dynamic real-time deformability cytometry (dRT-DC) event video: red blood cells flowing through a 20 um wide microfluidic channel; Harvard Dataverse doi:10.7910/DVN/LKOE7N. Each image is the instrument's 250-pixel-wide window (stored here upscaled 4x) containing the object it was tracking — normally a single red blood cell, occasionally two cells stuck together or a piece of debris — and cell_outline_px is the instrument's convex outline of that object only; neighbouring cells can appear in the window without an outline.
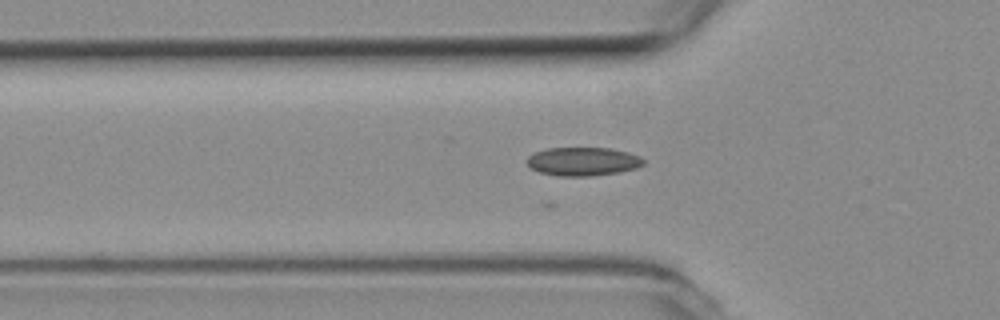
{"species": "common noctule bat (a hibernating species)", "species_latin": "Nyctalus noctula", "temperature_condition": "room temperature", "stored_images_in_passage": 21, "camera_frame_rate_fps": 3000, "um_per_image_px": 0.085, "animal": {"sex": "female", "body_mass_g": 19.3, "forearm_length_mm": 54.1}, "frame": {"image": 1, "passage_image": 3, "time_ms": 0.667, "image_size_px": [1000, 320], "cell_outline_px": [[644, 164], [636, 168], [620, 172], [592, 176], [556, 176], [540, 172], [532, 168], [528, 164], [528, 156], [536, 152], [548, 148], [608, 148], [628, 152], [640, 156], [644, 160]], "centroid_in_image_um": [49.58, 13.73], "position_along_channel_um": 76.2, "area_um2": 19.31}}
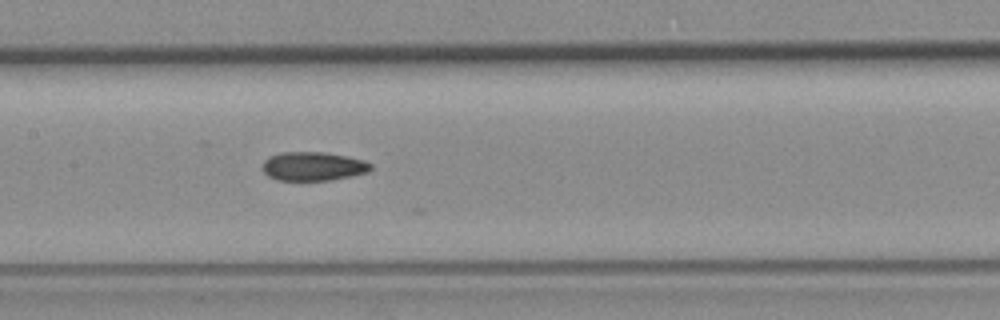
{"frame": {"image": 2, "passage_image": 11, "time_ms": 3.333, "image_size_px": [1000, 320], "cell_outline_px": [[372, 168], [368, 172], [352, 176], [332, 180], [276, 180], [268, 176], [260, 168], [264, 160], [268, 156], [280, 152], [324, 152], [348, 156], [364, 160], [372, 164]], "centroid_in_image_um": [26.6, 14.13], "position_along_channel_um": 180.8, "area_um2": 18.5}}
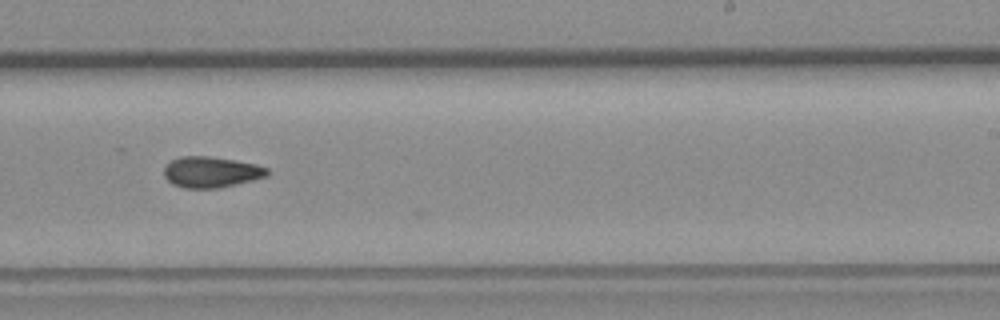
{"frame": {"image": 3, "passage_image": 18, "time_ms": 5.667, "image_size_px": [1000, 320], "cell_outline_px": [[272, 172], [268, 176], [220, 188], [184, 188], [172, 184], [164, 176], [164, 168], [172, 160], [180, 156], [208, 156], [256, 164], [268, 168]], "centroid_in_image_um": [17.97, 14.63], "position_along_channel_um": 271.0, "area_um2": 18.61}}